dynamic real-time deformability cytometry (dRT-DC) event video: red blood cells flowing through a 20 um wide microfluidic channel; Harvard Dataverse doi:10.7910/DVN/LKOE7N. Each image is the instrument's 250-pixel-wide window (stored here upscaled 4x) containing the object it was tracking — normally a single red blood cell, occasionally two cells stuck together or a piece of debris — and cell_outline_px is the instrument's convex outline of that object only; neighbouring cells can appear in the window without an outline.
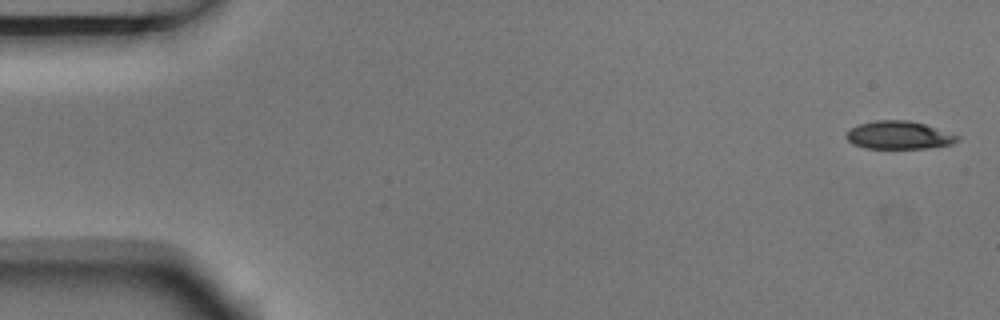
{"species": "Egyptian fruit bat (a non-hibernating species)", "species_latin": "Rousettus aegyptiacus", "temperature_condition": "room temperature", "stored_images_in_passage": 5, "camera_frame_rate_fps": 3000, "um_per_image_px": 0.085, "animal": {"sex": "male"}, "frame": {"image": 1, "passage_image": 1, "time_ms": 0.0, "image_size_px": [1000, 320], "cell_outline_px": [[960, 140], [952, 144], [928, 148], [864, 148], [852, 144], [844, 136], [856, 124], [876, 120], [908, 120], [924, 124], [960, 136]], "centroid_in_image_um": [76.39, 11.49], "position_along_channel_um": 8.6, "area_um2": 18.15}}